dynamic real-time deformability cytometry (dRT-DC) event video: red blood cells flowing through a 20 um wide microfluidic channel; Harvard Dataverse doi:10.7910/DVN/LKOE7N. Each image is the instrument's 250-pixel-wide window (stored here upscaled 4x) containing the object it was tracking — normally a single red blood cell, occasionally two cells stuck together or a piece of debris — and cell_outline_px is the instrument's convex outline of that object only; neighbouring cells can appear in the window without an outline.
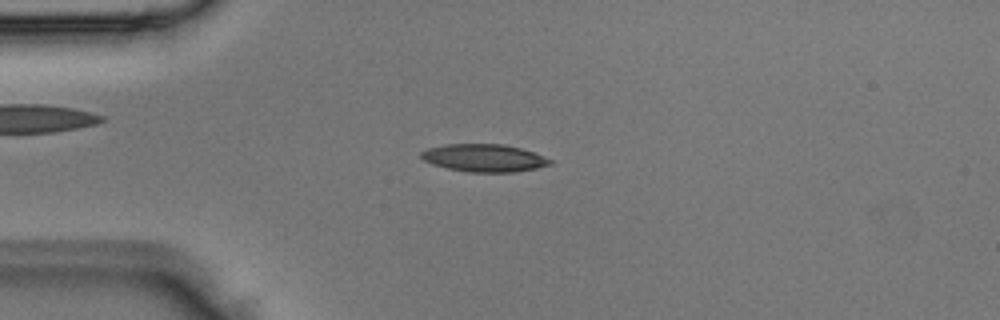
{"species": "Egyptian fruit bat (a non-hibernating species)", "species_latin": "Rousettus aegyptiacus", "temperature_condition": "room temperature", "stored_images_in_passage": 4, "camera_frame_rate_fps": 3000, "um_per_image_px": 0.085, "animal": {"sex": "male"}, "frame": {"image": 1, "passage_image": 3, "time_ms": 0.667, "image_size_px": [1000, 320], "cell_outline_px": [[552, 164], [536, 168], [512, 172], [468, 172], [448, 168], [432, 164], [424, 160], [420, 156], [420, 152], [428, 148], [444, 144], [504, 144], [520, 148], [532, 152], [552, 160]], "centroid_in_image_um": [41.12, 13.42], "position_along_channel_um": 43.9, "area_um2": 20.63}}